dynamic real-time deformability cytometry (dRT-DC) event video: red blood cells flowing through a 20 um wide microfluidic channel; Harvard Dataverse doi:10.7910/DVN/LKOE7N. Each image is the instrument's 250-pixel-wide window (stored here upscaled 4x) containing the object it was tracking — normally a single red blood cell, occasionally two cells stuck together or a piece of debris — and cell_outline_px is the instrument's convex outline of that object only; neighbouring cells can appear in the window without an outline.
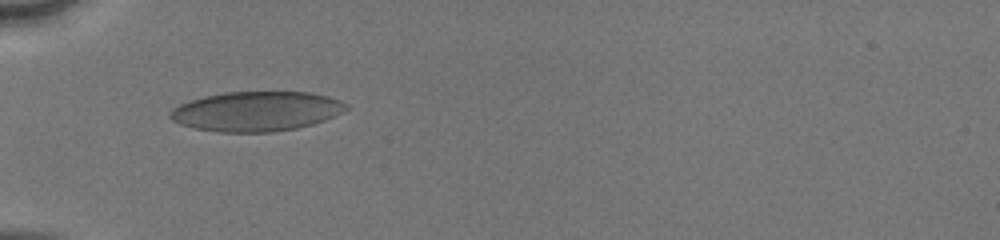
{"species": "human", "species_latin": "Homo sapiens", "temperature_condition": "cold", "stored_images_in_passage": 51, "camera_frame_rate_fps": 3000, "um_per_image_px": 0.085, "donor": {"sex": "male"}, "frame": {"image": 1, "passage_image": 18, "time_ms": 5.667, "image_size_px": [1000, 240], "cell_outline_px": [[348, 108], [344, 112], [324, 120], [312, 124], [296, 128], [272, 132], [220, 132], [196, 128], [180, 124], [172, 120], [168, 116], [168, 112], [172, 108], [180, 104], [204, 96], [224, 92], [312, 92], [328, 96], [340, 100], [348, 104]], "centroid_in_image_um": [21.8, 9.45], "position_along_channel_um": 63.2, "area_um2": 40.81}}
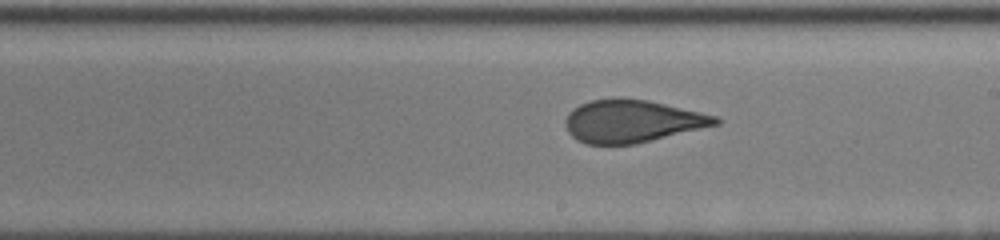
{"frame": {"image": 2, "passage_image": 31, "time_ms": 10.0, "image_size_px": [1000, 240], "cell_outline_px": [[720, 124], [636, 144], [588, 144], [576, 140], [568, 132], [564, 124], [564, 120], [568, 112], [572, 108], [580, 104], [592, 100], [616, 96], [620, 96], [648, 100], [700, 112], [716, 116], [720, 120]], "centroid_in_image_um": [53.68, 10.28], "position_along_channel_um": 235.3, "area_um2": 37.63}}
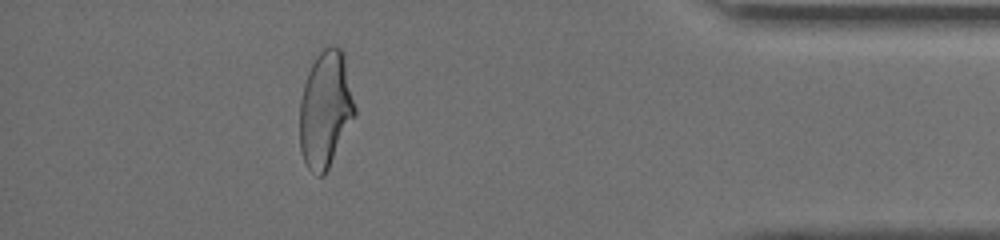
{"frame": {"image": 3, "passage_image": 46, "time_ms": 15.0, "image_size_px": [1000, 240], "cell_outline_px": [[356, 116], [324, 176], [316, 176], [308, 168], [300, 152], [300, 100], [304, 84], [308, 72], [316, 56], [324, 48], [332, 44], [336, 44], [344, 52], [356, 108]], "centroid_in_image_um": [27.68, 9.29], "position_along_channel_um": 407.5, "area_um2": 37.86}, "authors_computed_cell_mechanics": {"area_um2": 39.4196, "velocity_mm_per_s": 4.1447, "shape_relaxation_time_tau1_ms": null, "shape_relaxation_time_tau2_ms": 0.7724, "deformation_change_tau1": null, "deformation_change_tau2": 0.0749}}